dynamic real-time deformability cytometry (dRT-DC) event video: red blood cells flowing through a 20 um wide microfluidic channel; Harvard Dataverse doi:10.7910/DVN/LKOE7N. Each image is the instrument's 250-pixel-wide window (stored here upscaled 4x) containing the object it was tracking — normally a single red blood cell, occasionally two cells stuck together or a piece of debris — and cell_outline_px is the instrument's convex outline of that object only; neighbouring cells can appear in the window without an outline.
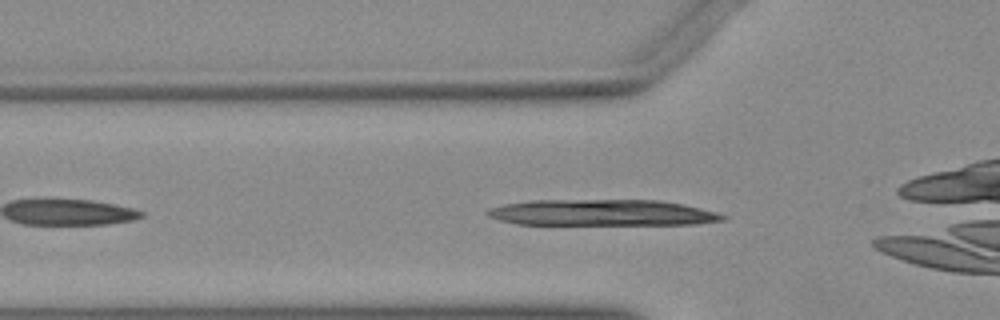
{"species": "Egyptian fruit bat (a non-hibernating species)", "species_latin": "Rousettus aegyptiacus", "temperature_condition": "warm", "stored_images_in_passage": 35, "camera_frame_rate_fps": 3000, "um_per_image_px": 0.085, "animal": {"sex": "female"}, "frame": {"image": 1, "passage_image": 5, "time_ms": 1.333, "image_size_px": [1000, 320], "cell_outline_px": [[728, 216], [724, 220], [696, 224], [516, 224], [500, 220], [488, 216], [484, 212], [488, 208], [504, 204], [532, 200], [660, 200], [684, 204], [716, 212]], "centroid_in_image_um": [51.17, 18.07], "position_along_channel_um": 74.6, "area_um2": 35.89}}
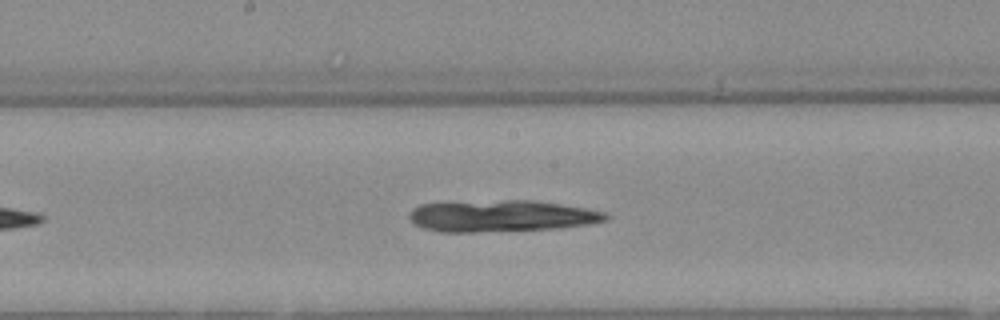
{"frame": {"image": 2, "passage_image": 15, "time_ms": 4.667, "image_size_px": [1000, 320], "cell_outline_px": [[608, 220], [588, 224], [560, 228], [476, 232], [440, 232], [424, 228], [416, 224], [408, 216], [408, 212], [412, 208], [420, 204], [508, 200], [532, 200], [560, 204], [608, 212]], "centroid_in_image_um": [42.64, 18.36], "position_along_channel_um": 205.6, "area_um2": 36.01}}
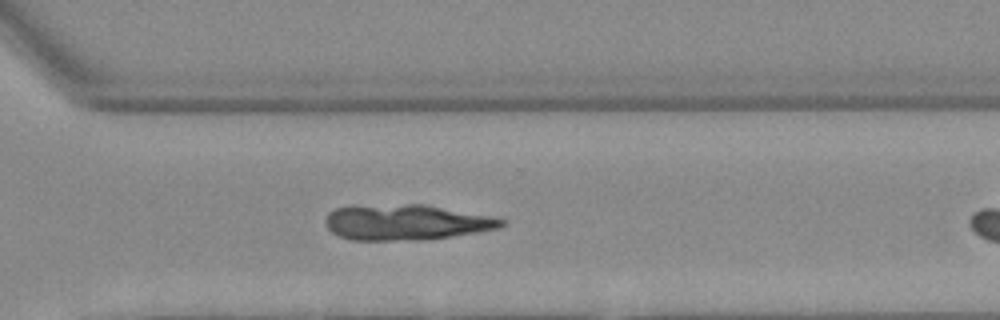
{"frame": {"image": 3, "passage_image": 25, "time_ms": 8.0, "image_size_px": [1000, 320], "cell_outline_px": [[504, 224], [500, 228], [476, 232], [420, 240], [352, 240], [340, 236], [332, 232], [328, 228], [324, 220], [328, 212], [336, 208], [404, 204], [424, 204], [496, 216], [504, 220]], "centroid_in_image_um": [34.56, 18.89], "position_along_channel_um": 336.0, "area_um2": 36.18}}